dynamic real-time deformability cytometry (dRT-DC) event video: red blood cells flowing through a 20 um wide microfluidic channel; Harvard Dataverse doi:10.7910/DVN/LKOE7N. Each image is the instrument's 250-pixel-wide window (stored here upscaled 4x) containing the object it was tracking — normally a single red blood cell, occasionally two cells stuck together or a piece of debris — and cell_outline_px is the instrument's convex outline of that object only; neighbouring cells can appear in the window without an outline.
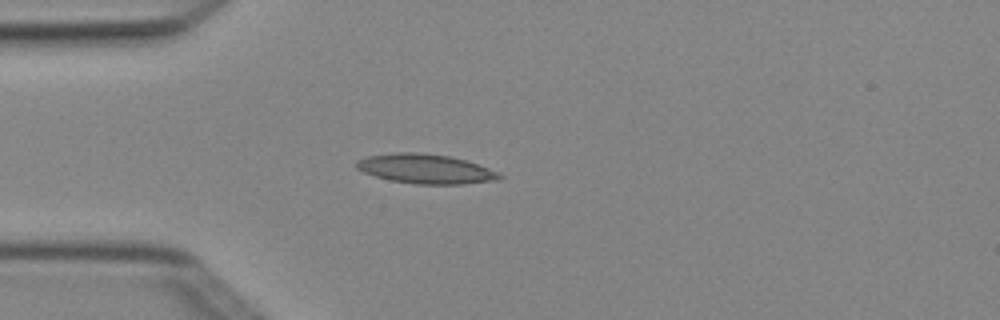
{"species": "Egyptian fruit bat (a non-hibernating species)", "species_latin": "Rousettus aegyptiacus", "temperature_condition": "cold", "stored_images_in_passage": 2, "camera_frame_rate_fps": 3000, "um_per_image_px": 0.085, "animal": {"sex": "female"}, "frame": {"image": 1, "passage_image": 1, "time_ms": 0.0, "image_size_px": [1000, 320], "cell_outline_px": [[504, 176], [500, 180], [464, 184], [416, 184], [392, 180], [376, 176], [364, 172], [356, 168], [356, 160], [368, 156], [396, 152], [424, 152], [448, 156], [464, 160], [488, 168]], "centroid_in_image_um": [36.17, 14.35], "position_along_channel_um": 48.8, "area_um2": 24.45}}